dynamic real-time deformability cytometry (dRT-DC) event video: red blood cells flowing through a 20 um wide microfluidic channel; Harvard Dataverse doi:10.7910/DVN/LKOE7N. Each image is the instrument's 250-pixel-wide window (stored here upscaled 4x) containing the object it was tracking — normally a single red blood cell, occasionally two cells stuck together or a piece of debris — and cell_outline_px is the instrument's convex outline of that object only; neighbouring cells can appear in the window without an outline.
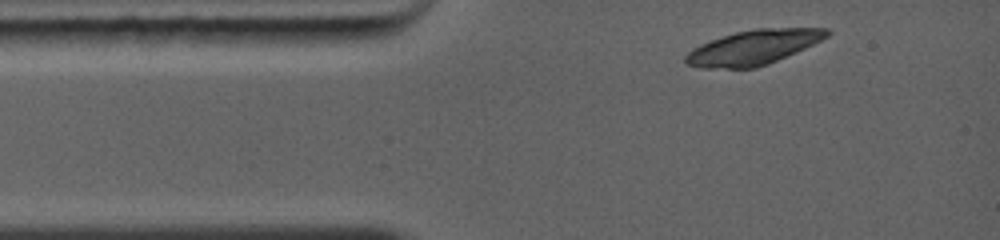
{"species": "common noctule bat (a hibernating species)", "species_latin": "Nyctalus noctula", "temperature_condition": "warm", "stored_images_in_passage": 2, "camera_frame_rate_fps": 5000, "um_per_image_px": 0.085, "animal": {"sex": "female", "body_mass_g": 19.0, "forearm_length_mm": 56.7}, "frame": {"image": 1, "passage_image": 1, "time_ms": 0.0, "image_size_px": [1000, 240], "cell_outline_px": [[832, 32], [828, 36], [796, 52], [768, 64], [756, 68], [700, 68], [684, 64], [684, 56], [692, 48], [700, 44], [736, 32], [756, 28], [828, 28]], "centroid_in_image_um": [64.0, 4.03], "position_along_channel_um": 21.0, "area_um2": 28.44}}